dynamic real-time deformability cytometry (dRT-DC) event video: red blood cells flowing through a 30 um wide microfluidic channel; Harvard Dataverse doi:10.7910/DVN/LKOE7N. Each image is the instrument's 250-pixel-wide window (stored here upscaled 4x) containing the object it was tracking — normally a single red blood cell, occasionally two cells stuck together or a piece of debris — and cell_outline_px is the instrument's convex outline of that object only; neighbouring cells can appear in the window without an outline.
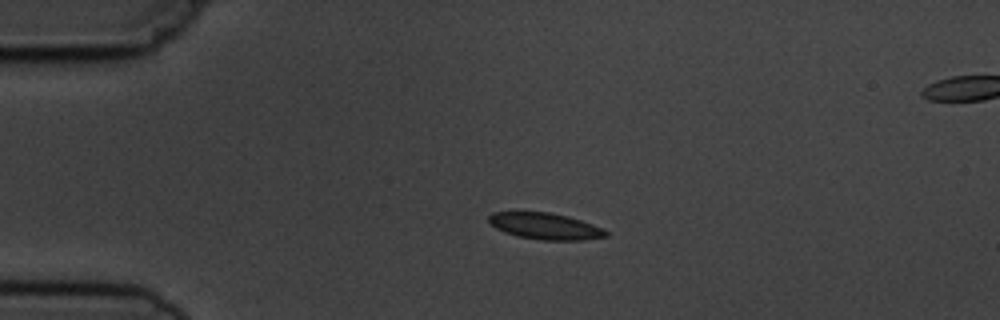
{"species": "common noctule bat (a hibernating species)", "species_latin": "Nyctalus noctula", "temperature_condition": "cold", "stored_images_in_passage": 6, "segment_of_instrument_passage": [1, 2], "camera_frame_rate_fps": 3000, "um_per_image_px": 0.085, "animal": {"sex": "male", "body_mass_g": 19.5, "forearm_length_mm": 54.6}, "frame": {"image": 1, "passage_image": 4, "time_ms": 4.0, "image_size_px": [1000, 320], "cell_outline_px": [[608, 236], [584, 240], [540, 240], [516, 236], [504, 232], [496, 228], [488, 220], [488, 216], [492, 212], [548, 212], [568, 216], [592, 224], [608, 232]], "centroid_in_image_um": [46.32, 19.23], "position_along_channel_um": 38.7, "area_um2": 17.98}}